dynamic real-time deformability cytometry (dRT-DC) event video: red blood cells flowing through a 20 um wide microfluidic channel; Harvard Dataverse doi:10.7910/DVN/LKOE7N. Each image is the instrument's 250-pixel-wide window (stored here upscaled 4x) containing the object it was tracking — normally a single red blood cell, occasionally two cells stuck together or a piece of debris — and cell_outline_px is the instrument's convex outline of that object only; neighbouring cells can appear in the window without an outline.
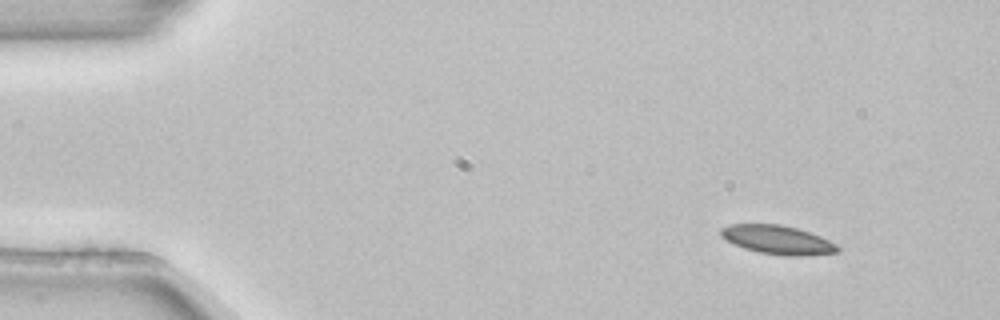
{"species": "common noctule bat (a hibernating species)", "species_latin": "Nyctalus noctula", "temperature_condition": "room temperature", "stored_images_in_passage": 3, "camera_frame_rate_fps": 3000, "um_per_image_px": 0.085, "animal": {"sex": "female", "body_mass_g": 22.7, "forearm_length_mm": 54.2}, "frame": {"image": 1, "passage_image": 1, "time_ms": 0.0, "image_size_px": [1000, 320], "cell_outline_px": [[840, 252], [808, 256], [784, 256], [760, 252], [744, 248], [720, 236], [720, 228], [728, 224], [780, 224], [796, 228], [820, 236], [836, 244], [840, 248]], "centroid_in_image_um": [66.12, 20.39], "position_along_channel_um": 18.9, "area_um2": 19.59}}
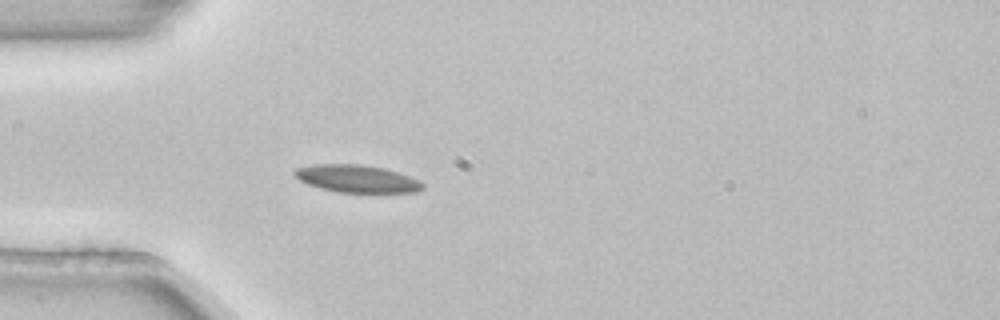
{"frame": {"image": 2, "passage_image": 3, "time_ms": 0.667, "image_size_px": [1000, 320], "cell_outline_px": [[424, 188], [416, 192], [336, 192], [320, 188], [308, 184], [300, 180], [292, 172], [296, 168], [312, 164], [360, 164], [384, 168], [420, 180], [424, 184]], "centroid_in_image_um": [30.32, 15.18], "position_along_channel_um": 54.7, "area_um2": 20.46}}